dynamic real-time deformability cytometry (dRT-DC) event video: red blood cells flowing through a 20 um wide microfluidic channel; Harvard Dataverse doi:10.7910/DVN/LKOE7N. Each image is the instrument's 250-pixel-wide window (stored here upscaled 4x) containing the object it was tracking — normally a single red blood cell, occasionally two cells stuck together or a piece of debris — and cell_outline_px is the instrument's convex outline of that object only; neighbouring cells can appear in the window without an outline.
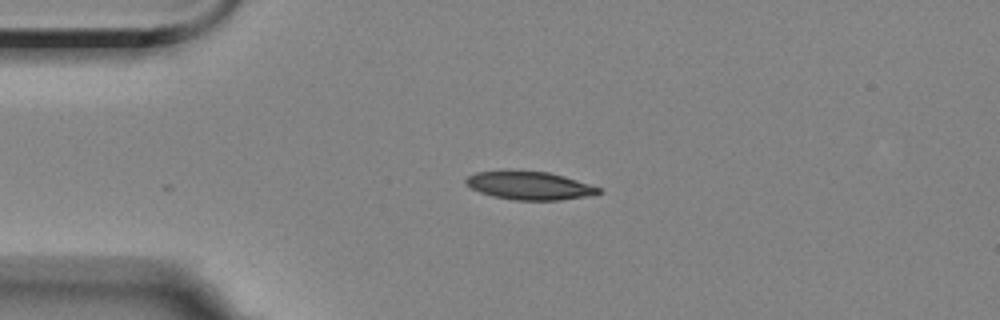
{"species": "Egyptian fruit bat (a non-hibernating species)", "species_latin": "Rousettus aegyptiacus", "temperature_condition": "room temperature", "stored_images_in_passage": 3, "camera_frame_rate_fps": 3000, "um_per_image_px": 0.085, "animal": {"sex": "female"}, "frame": {"image": 1, "passage_image": 3, "time_ms": 2.0, "image_size_px": [1000, 320], "cell_outline_px": [[600, 192], [588, 196], [560, 200], [516, 200], [492, 196], [480, 192], [464, 184], [464, 180], [468, 176], [476, 172], [548, 172], [564, 176], [600, 188]], "centroid_in_image_um": [44.98, 15.8], "position_along_channel_um": 40.0, "area_um2": 21.21}}